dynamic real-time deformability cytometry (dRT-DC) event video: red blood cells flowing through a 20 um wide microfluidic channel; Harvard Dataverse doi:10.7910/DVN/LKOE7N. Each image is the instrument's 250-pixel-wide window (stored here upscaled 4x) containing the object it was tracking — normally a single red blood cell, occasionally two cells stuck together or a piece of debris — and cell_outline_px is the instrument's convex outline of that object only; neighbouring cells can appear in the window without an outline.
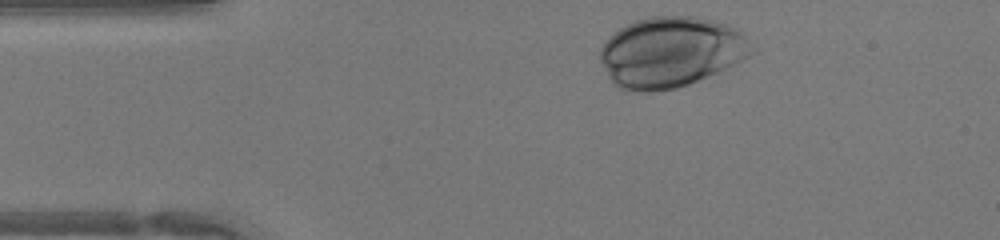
{"species": "human", "species_latin": "Homo sapiens", "temperature_condition": "warm", "stored_images_in_passage": 29, "camera_frame_rate_fps": 3000, "um_per_image_px": 0.085, "donor": {"sex": "female"}, "frame": {"image": 1, "passage_image": 1, "time_ms": 0.0, "image_size_px": [1000, 240], "cell_outline_px": [[756, 52], [708, 76], [688, 84], [676, 88], [652, 92], [640, 92], [616, 88], [612, 84], [600, 60], [600, 48], [608, 36], [620, 28], [636, 20], [648, 16], [696, 16], [716, 20], [728, 24], [744, 32], [756, 48]], "centroid_in_image_um": [57.03, 4.41], "position_along_channel_um": 28.0, "area_um2": 62.83}}
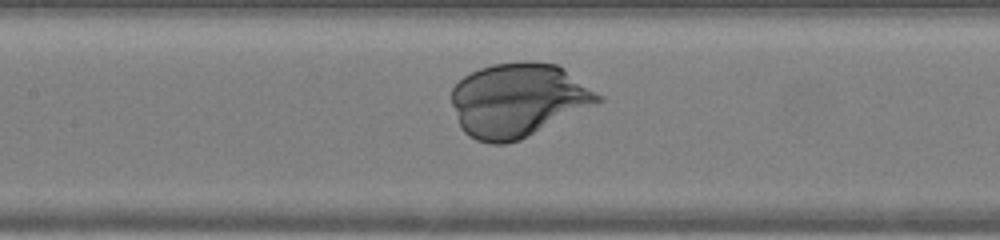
{"frame": {"image": 2, "passage_image": 14, "time_ms": 4.333, "image_size_px": [1000, 240], "cell_outline_px": [[604, 100], [520, 140], [504, 144], [492, 144], [476, 140], [468, 136], [460, 128], [452, 104], [452, 88], [464, 76], [480, 68], [492, 64], [556, 64], [564, 68], [604, 96]], "centroid_in_image_um": [44.03, 8.54], "position_along_channel_um": 163.4, "area_um2": 62.19}}
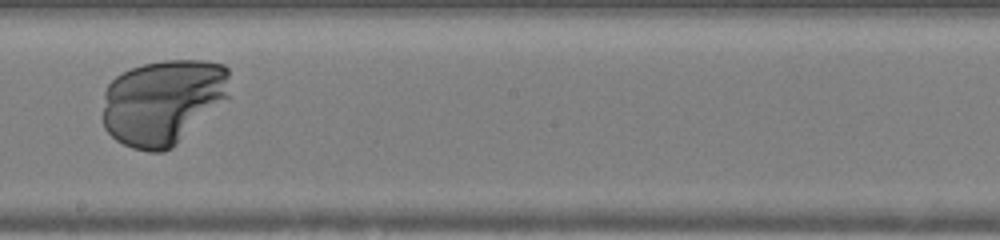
{"frame": {"image": 3, "passage_image": 19, "time_ms": 6.0, "image_size_px": [1000, 240], "cell_outline_px": [[228, 96], [172, 148], [164, 152], [148, 152], [132, 148], [116, 140], [104, 128], [104, 92], [108, 84], [116, 76], [132, 68], [144, 64], [164, 60], [204, 60], [224, 64], [228, 68]], "centroid_in_image_um": [13.82, 8.65], "position_along_channel_um": 234.4, "area_um2": 62.83}}